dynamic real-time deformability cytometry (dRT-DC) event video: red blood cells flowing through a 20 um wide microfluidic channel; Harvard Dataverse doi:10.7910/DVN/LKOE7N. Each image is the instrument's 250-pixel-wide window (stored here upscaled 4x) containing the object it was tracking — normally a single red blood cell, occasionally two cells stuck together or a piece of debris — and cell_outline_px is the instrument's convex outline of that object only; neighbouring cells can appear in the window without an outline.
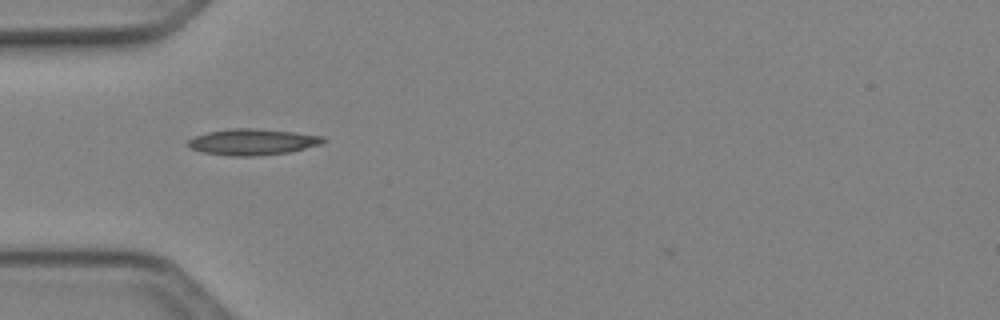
{"species": "Egyptian fruit bat (a non-hibernating species)", "species_latin": "Rousettus aegyptiacus", "temperature_condition": "cold", "stored_images_in_passage": 34, "camera_frame_rate_fps": 3000, "um_per_image_px": 0.085, "animal": {"sex": "female"}, "frame": {"image": 1, "passage_image": 1, "time_ms": 0.0, "image_size_px": [1000, 320], "cell_outline_px": [[324, 140], [320, 144], [288, 152], [256, 156], [232, 156], [204, 152], [192, 148], [188, 144], [188, 140], [196, 136], [208, 132], [228, 128], [252, 128], [296, 132], [324, 136]], "centroid_in_image_um": [21.47, 12.05], "position_along_channel_um": 63.5, "area_um2": 20.35}}
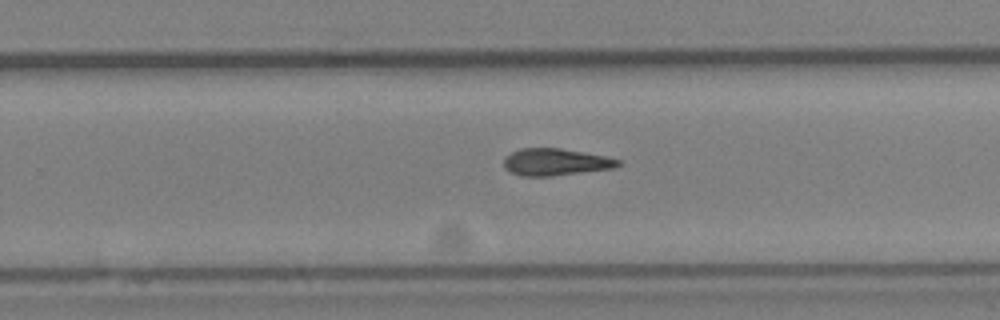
{"frame": {"image": 2, "passage_image": 17, "time_ms": 5.333, "image_size_px": [1000, 320], "cell_outline_px": [[620, 164], [616, 168], [552, 176], [520, 176], [508, 172], [504, 168], [504, 160], [512, 152], [520, 148], [560, 148], [604, 156], [620, 160]], "centroid_in_image_um": [47.2, 13.78], "position_along_channel_um": 282.6, "area_um2": 17.98}}
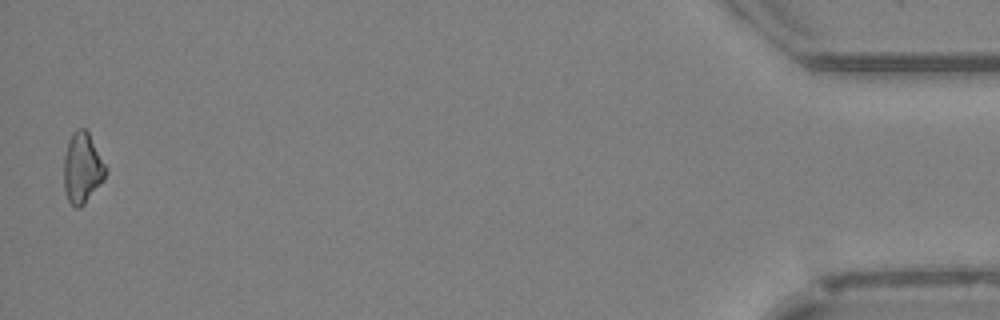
{"frame": {"image": 3, "passage_image": 34, "time_ms": 11.0, "image_size_px": [1000, 320], "cell_outline_px": [[108, 168], [104, 180], [84, 204], [80, 208], [76, 208], [68, 200], [64, 188], [64, 156], [68, 140], [72, 132], [76, 128], [84, 128], [88, 132]], "centroid_in_image_um": [7.0, 14.27], "position_along_channel_um": 428.2, "area_um2": 17.34}}